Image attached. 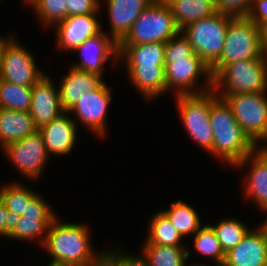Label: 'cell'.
<instances>
[{
  "instance_id": "obj_46",
  "label": "cell",
  "mask_w": 267,
  "mask_h": 266,
  "mask_svg": "<svg viewBox=\"0 0 267 266\" xmlns=\"http://www.w3.org/2000/svg\"><path fill=\"white\" fill-rule=\"evenodd\" d=\"M265 260H266V266H267V236H266V243H265Z\"/></svg>"
},
{
  "instance_id": "obj_44",
  "label": "cell",
  "mask_w": 267,
  "mask_h": 266,
  "mask_svg": "<svg viewBox=\"0 0 267 266\" xmlns=\"http://www.w3.org/2000/svg\"><path fill=\"white\" fill-rule=\"evenodd\" d=\"M189 266H207V264H205L203 261L202 263L200 261H198L197 263L196 262H193L192 264L190 263ZM210 266V265H208Z\"/></svg>"
},
{
  "instance_id": "obj_17",
  "label": "cell",
  "mask_w": 267,
  "mask_h": 266,
  "mask_svg": "<svg viewBox=\"0 0 267 266\" xmlns=\"http://www.w3.org/2000/svg\"><path fill=\"white\" fill-rule=\"evenodd\" d=\"M38 131L43 137L48 155L52 158L68 156L76 146L78 126L68 112L62 113Z\"/></svg>"
},
{
  "instance_id": "obj_21",
  "label": "cell",
  "mask_w": 267,
  "mask_h": 266,
  "mask_svg": "<svg viewBox=\"0 0 267 266\" xmlns=\"http://www.w3.org/2000/svg\"><path fill=\"white\" fill-rule=\"evenodd\" d=\"M165 47L162 42L118 45V63L122 60L125 68H165Z\"/></svg>"
},
{
  "instance_id": "obj_22",
  "label": "cell",
  "mask_w": 267,
  "mask_h": 266,
  "mask_svg": "<svg viewBox=\"0 0 267 266\" xmlns=\"http://www.w3.org/2000/svg\"><path fill=\"white\" fill-rule=\"evenodd\" d=\"M38 131L29 112L0 108V149Z\"/></svg>"
},
{
  "instance_id": "obj_9",
  "label": "cell",
  "mask_w": 267,
  "mask_h": 266,
  "mask_svg": "<svg viewBox=\"0 0 267 266\" xmlns=\"http://www.w3.org/2000/svg\"><path fill=\"white\" fill-rule=\"evenodd\" d=\"M218 96L226 100L243 132L259 147L267 138V92Z\"/></svg>"
},
{
  "instance_id": "obj_37",
  "label": "cell",
  "mask_w": 267,
  "mask_h": 266,
  "mask_svg": "<svg viewBox=\"0 0 267 266\" xmlns=\"http://www.w3.org/2000/svg\"><path fill=\"white\" fill-rule=\"evenodd\" d=\"M20 215L13 211H8L5 204L0 199V238H8L17 226Z\"/></svg>"
},
{
  "instance_id": "obj_41",
  "label": "cell",
  "mask_w": 267,
  "mask_h": 266,
  "mask_svg": "<svg viewBox=\"0 0 267 266\" xmlns=\"http://www.w3.org/2000/svg\"><path fill=\"white\" fill-rule=\"evenodd\" d=\"M14 35L12 34V32H10L8 35H6V37L3 35H0V63H1V59H2V53H3V49L4 46L7 44V42L13 37Z\"/></svg>"
},
{
  "instance_id": "obj_28",
  "label": "cell",
  "mask_w": 267,
  "mask_h": 266,
  "mask_svg": "<svg viewBox=\"0 0 267 266\" xmlns=\"http://www.w3.org/2000/svg\"><path fill=\"white\" fill-rule=\"evenodd\" d=\"M152 215V219L149 221L147 227L146 244L185 247L186 243L184 244V238L160 209Z\"/></svg>"
},
{
  "instance_id": "obj_20",
  "label": "cell",
  "mask_w": 267,
  "mask_h": 266,
  "mask_svg": "<svg viewBox=\"0 0 267 266\" xmlns=\"http://www.w3.org/2000/svg\"><path fill=\"white\" fill-rule=\"evenodd\" d=\"M104 82V78L98 74L85 72L69 66L68 73L61 76L58 87L61 106L64 112H68L75 106L78 100L97 89Z\"/></svg>"
},
{
  "instance_id": "obj_14",
  "label": "cell",
  "mask_w": 267,
  "mask_h": 266,
  "mask_svg": "<svg viewBox=\"0 0 267 266\" xmlns=\"http://www.w3.org/2000/svg\"><path fill=\"white\" fill-rule=\"evenodd\" d=\"M77 52L81 60L71 64L78 70L95 73L104 78L106 72V63L112 60V63H118V44L102 31L94 37L88 38L82 45L72 51ZM105 71V72H104Z\"/></svg>"
},
{
  "instance_id": "obj_2",
  "label": "cell",
  "mask_w": 267,
  "mask_h": 266,
  "mask_svg": "<svg viewBox=\"0 0 267 266\" xmlns=\"http://www.w3.org/2000/svg\"><path fill=\"white\" fill-rule=\"evenodd\" d=\"M91 236L88 224L61 222L57 215L41 247L51 257L48 266H85L95 260L104 249H95Z\"/></svg>"
},
{
  "instance_id": "obj_13",
  "label": "cell",
  "mask_w": 267,
  "mask_h": 266,
  "mask_svg": "<svg viewBox=\"0 0 267 266\" xmlns=\"http://www.w3.org/2000/svg\"><path fill=\"white\" fill-rule=\"evenodd\" d=\"M249 171L242 177V193L246 200L251 199L259 212L267 213V154L257 147L234 168Z\"/></svg>"
},
{
  "instance_id": "obj_31",
  "label": "cell",
  "mask_w": 267,
  "mask_h": 266,
  "mask_svg": "<svg viewBox=\"0 0 267 266\" xmlns=\"http://www.w3.org/2000/svg\"><path fill=\"white\" fill-rule=\"evenodd\" d=\"M216 224H210L214 230L217 239L220 242L221 249L226 254L230 249L234 248L243 239L250 230L244 221L237 217L223 218Z\"/></svg>"
},
{
  "instance_id": "obj_24",
  "label": "cell",
  "mask_w": 267,
  "mask_h": 266,
  "mask_svg": "<svg viewBox=\"0 0 267 266\" xmlns=\"http://www.w3.org/2000/svg\"><path fill=\"white\" fill-rule=\"evenodd\" d=\"M164 2L169 6L180 31L218 12L215 0H164Z\"/></svg>"
},
{
  "instance_id": "obj_27",
  "label": "cell",
  "mask_w": 267,
  "mask_h": 266,
  "mask_svg": "<svg viewBox=\"0 0 267 266\" xmlns=\"http://www.w3.org/2000/svg\"><path fill=\"white\" fill-rule=\"evenodd\" d=\"M142 246L140 253L147 260L149 266H189L187 260L191 258L192 252L188 247L185 249L184 247L146 244L145 242Z\"/></svg>"
},
{
  "instance_id": "obj_6",
  "label": "cell",
  "mask_w": 267,
  "mask_h": 266,
  "mask_svg": "<svg viewBox=\"0 0 267 266\" xmlns=\"http://www.w3.org/2000/svg\"><path fill=\"white\" fill-rule=\"evenodd\" d=\"M217 97L213 90L203 94L175 95L177 112L185 132L207 154L213 145L210 106Z\"/></svg>"
},
{
  "instance_id": "obj_33",
  "label": "cell",
  "mask_w": 267,
  "mask_h": 266,
  "mask_svg": "<svg viewBox=\"0 0 267 266\" xmlns=\"http://www.w3.org/2000/svg\"><path fill=\"white\" fill-rule=\"evenodd\" d=\"M30 7L45 28H53L67 18V0H35Z\"/></svg>"
},
{
  "instance_id": "obj_34",
  "label": "cell",
  "mask_w": 267,
  "mask_h": 266,
  "mask_svg": "<svg viewBox=\"0 0 267 266\" xmlns=\"http://www.w3.org/2000/svg\"><path fill=\"white\" fill-rule=\"evenodd\" d=\"M217 11L233 17H246L252 0H215Z\"/></svg>"
},
{
  "instance_id": "obj_8",
  "label": "cell",
  "mask_w": 267,
  "mask_h": 266,
  "mask_svg": "<svg viewBox=\"0 0 267 266\" xmlns=\"http://www.w3.org/2000/svg\"><path fill=\"white\" fill-rule=\"evenodd\" d=\"M231 15L217 12L181 30L196 55L211 67L220 57Z\"/></svg>"
},
{
  "instance_id": "obj_38",
  "label": "cell",
  "mask_w": 267,
  "mask_h": 266,
  "mask_svg": "<svg viewBox=\"0 0 267 266\" xmlns=\"http://www.w3.org/2000/svg\"><path fill=\"white\" fill-rule=\"evenodd\" d=\"M118 246L115 247V266H149L141 253L125 252L122 246L120 247L119 244Z\"/></svg>"
},
{
  "instance_id": "obj_10",
  "label": "cell",
  "mask_w": 267,
  "mask_h": 266,
  "mask_svg": "<svg viewBox=\"0 0 267 266\" xmlns=\"http://www.w3.org/2000/svg\"><path fill=\"white\" fill-rule=\"evenodd\" d=\"M107 84L103 82L97 89L84 93V96L68 111L70 115L72 114L71 117H74L73 120L77 126L83 125L98 139L105 138L109 128L108 107H110L113 87Z\"/></svg>"
},
{
  "instance_id": "obj_7",
  "label": "cell",
  "mask_w": 267,
  "mask_h": 266,
  "mask_svg": "<svg viewBox=\"0 0 267 266\" xmlns=\"http://www.w3.org/2000/svg\"><path fill=\"white\" fill-rule=\"evenodd\" d=\"M179 32L169 6L164 0H154L137 18L118 45L166 43Z\"/></svg>"
},
{
  "instance_id": "obj_16",
  "label": "cell",
  "mask_w": 267,
  "mask_h": 266,
  "mask_svg": "<svg viewBox=\"0 0 267 266\" xmlns=\"http://www.w3.org/2000/svg\"><path fill=\"white\" fill-rule=\"evenodd\" d=\"M29 113L38 129L64 113L58 84L51 76L45 74L32 86Z\"/></svg>"
},
{
  "instance_id": "obj_35",
  "label": "cell",
  "mask_w": 267,
  "mask_h": 266,
  "mask_svg": "<svg viewBox=\"0 0 267 266\" xmlns=\"http://www.w3.org/2000/svg\"><path fill=\"white\" fill-rule=\"evenodd\" d=\"M102 5H104L102 0H67V17L100 14Z\"/></svg>"
},
{
  "instance_id": "obj_4",
  "label": "cell",
  "mask_w": 267,
  "mask_h": 266,
  "mask_svg": "<svg viewBox=\"0 0 267 266\" xmlns=\"http://www.w3.org/2000/svg\"><path fill=\"white\" fill-rule=\"evenodd\" d=\"M264 55L262 28L247 17H233L229 21L223 51L210 67L211 75L214 77L225 65L260 59Z\"/></svg>"
},
{
  "instance_id": "obj_42",
  "label": "cell",
  "mask_w": 267,
  "mask_h": 266,
  "mask_svg": "<svg viewBox=\"0 0 267 266\" xmlns=\"http://www.w3.org/2000/svg\"><path fill=\"white\" fill-rule=\"evenodd\" d=\"M263 51L267 57V25L262 28Z\"/></svg>"
},
{
  "instance_id": "obj_32",
  "label": "cell",
  "mask_w": 267,
  "mask_h": 266,
  "mask_svg": "<svg viewBox=\"0 0 267 266\" xmlns=\"http://www.w3.org/2000/svg\"><path fill=\"white\" fill-rule=\"evenodd\" d=\"M37 192L17 181H9V183L5 182L4 185H0V199L8 211H13L20 216L24 213L26 204Z\"/></svg>"
},
{
  "instance_id": "obj_45",
  "label": "cell",
  "mask_w": 267,
  "mask_h": 266,
  "mask_svg": "<svg viewBox=\"0 0 267 266\" xmlns=\"http://www.w3.org/2000/svg\"><path fill=\"white\" fill-rule=\"evenodd\" d=\"M35 0H23L21 2H24L25 5L27 4L28 6L31 5Z\"/></svg>"
},
{
  "instance_id": "obj_43",
  "label": "cell",
  "mask_w": 267,
  "mask_h": 266,
  "mask_svg": "<svg viewBox=\"0 0 267 266\" xmlns=\"http://www.w3.org/2000/svg\"><path fill=\"white\" fill-rule=\"evenodd\" d=\"M264 144V145H263ZM259 148L267 154V138L264 140L261 146Z\"/></svg>"
},
{
  "instance_id": "obj_5",
  "label": "cell",
  "mask_w": 267,
  "mask_h": 266,
  "mask_svg": "<svg viewBox=\"0 0 267 266\" xmlns=\"http://www.w3.org/2000/svg\"><path fill=\"white\" fill-rule=\"evenodd\" d=\"M217 95L267 92V57L225 65L213 77Z\"/></svg>"
},
{
  "instance_id": "obj_30",
  "label": "cell",
  "mask_w": 267,
  "mask_h": 266,
  "mask_svg": "<svg viewBox=\"0 0 267 266\" xmlns=\"http://www.w3.org/2000/svg\"><path fill=\"white\" fill-rule=\"evenodd\" d=\"M32 87L20 86L0 79V108L29 112Z\"/></svg>"
},
{
  "instance_id": "obj_40",
  "label": "cell",
  "mask_w": 267,
  "mask_h": 266,
  "mask_svg": "<svg viewBox=\"0 0 267 266\" xmlns=\"http://www.w3.org/2000/svg\"><path fill=\"white\" fill-rule=\"evenodd\" d=\"M85 266H115V247L104 249L95 260Z\"/></svg>"
},
{
  "instance_id": "obj_23",
  "label": "cell",
  "mask_w": 267,
  "mask_h": 266,
  "mask_svg": "<svg viewBox=\"0 0 267 266\" xmlns=\"http://www.w3.org/2000/svg\"><path fill=\"white\" fill-rule=\"evenodd\" d=\"M129 83L144 100H155L168 94L166 90L165 68H125Z\"/></svg>"
},
{
  "instance_id": "obj_1",
  "label": "cell",
  "mask_w": 267,
  "mask_h": 266,
  "mask_svg": "<svg viewBox=\"0 0 267 266\" xmlns=\"http://www.w3.org/2000/svg\"><path fill=\"white\" fill-rule=\"evenodd\" d=\"M200 77H205V85L199 81ZM165 80L167 92L174 96L203 94L213 90L210 67L194 53L181 31L166 42Z\"/></svg>"
},
{
  "instance_id": "obj_47",
  "label": "cell",
  "mask_w": 267,
  "mask_h": 266,
  "mask_svg": "<svg viewBox=\"0 0 267 266\" xmlns=\"http://www.w3.org/2000/svg\"><path fill=\"white\" fill-rule=\"evenodd\" d=\"M266 216H267V214H265ZM262 224L266 227V229H267V219L264 221V222H262Z\"/></svg>"
},
{
  "instance_id": "obj_3",
  "label": "cell",
  "mask_w": 267,
  "mask_h": 266,
  "mask_svg": "<svg viewBox=\"0 0 267 266\" xmlns=\"http://www.w3.org/2000/svg\"><path fill=\"white\" fill-rule=\"evenodd\" d=\"M209 120L213 131V145L208 154L218 158V161L235 167L257 148L243 132L225 99L218 96L211 103Z\"/></svg>"
},
{
  "instance_id": "obj_29",
  "label": "cell",
  "mask_w": 267,
  "mask_h": 266,
  "mask_svg": "<svg viewBox=\"0 0 267 266\" xmlns=\"http://www.w3.org/2000/svg\"><path fill=\"white\" fill-rule=\"evenodd\" d=\"M193 248L196 254L202 255L208 261L213 260L212 263L218 266H222L225 260V253L221 249V245L217 236L208 224H203V226L198 230V232L193 236Z\"/></svg>"
},
{
  "instance_id": "obj_12",
  "label": "cell",
  "mask_w": 267,
  "mask_h": 266,
  "mask_svg": "<svg viewBox=\"0 0 267 266\" xmlns=\"http://www.w3.org/2000/svg\"><path fill=\"white\" fill-rule=\"evenodd\" d=\"M4 46L0 63V79L20 86L32 87L46 73L38 68L33 54L15 39Z\"/></svg>"
},
{
  "instance_id": "obj_36",
  "label": "cell",
  "mask_w": 267,
  "mask_h": 266,
  "mask_svg": "<svg viewBox=\"0 0 267 266\" xmlns=\"http://www.w3.org/2000/svg\"><path fill=\"white\" fill-rule=\"evenodd\" d=\"M40 192H37L26 204V209L21 216L27 215H58L56 211L51 207V204L42 197Z\"/></svg>"
},
{
  "instance_id": "obj_11",
  "label": "cell",
  "mask_w": 267,
  "mask_h": 266,
  "mask_svg": "<svg viewBox=\"0 0 267 266\" xmlns=\"http://www.w3.org/2000/svg\"><path fill=\"white\" fill-rule=\"evenodd\" d=\"M14 168L28 181L36 182L44 175L50 160L43 137L39 131L21 140L8 144L1 150Z\"/></svg>"
},
{
  "instance_id": "obj_18",
  "label": "cell",
  "mask_w": 267,
  "mask_h": 266,
  "mask_svg": "<svg viewBox=\"0 0 267 266\" xmlns=\"http://www.w3.org/2000/svg\"><path fill=\"white\" fill-rule=\"evenodd\" d=\"M266 236L267 229L263 224L251 228L239 244L225 254L222 266H266Z\"/></svg>"
},
{
  "instance_id": "obj_19",
  "label": "cell",
  "mask_w": 267,
  "mask_h": 266,
  "mask_svg": "<svg viewBox=\"0 0 267 266\" xmlns=\"http://www.w3.org/2000/svg\"><path fill=\"white\" fill-rule=\"evenodd\" d=\"M154 0H105L110 30H105L117 44L125 37L141 13Z\"/></svg>"
},
{
  "instance_id": "obj_26",
  "label": "cell",
  "mask_w": 267,
  "mask_h": 266,
  "mask_svg": "<svg viewBox=\"0 0 267 266\" xmlns=\"http://www.w3.org/2000/svg\"><path fill=\"white\" fill-rule=\"evenodd\" d=\"M57 215H27L21 216L17 226L11 232L9 239L15 241L34 242L42 247L51 222Z\"/></svg>"
},
{
  "instance_id": "obj_15",
  "label": "cell",
  "mask_w": 267,
  "mask_h": 266,
  "mask_svg": "<svg viewBox=\"0 0 267 266\" xmlns=\"http://www.w3.org/2000/svg\"><path fill=\"white\" fill-rule=\"evenodd\" d=\"M99 17V14L69 16L56 24L53 27L56 32V48L59 51H69L70 53L82 45L88 38L99 34L102 31Z\"/></svg>"
},
{
  "instance_id": "obj_25",
  "label": "cell",
  "mask_w": 267,
  "mask_h": 266,
  "mask_svg": "<svg viewBox=\"0 0 267 266\" xmlns=\"http://www.w3.org/2000/svg\"><path fill=\"white\" fill-rule=\"evenodd\" d=\"M169 207L160 210L167 216L183 238L193 237L202 227L203 223L201 216L198 214L199 212L186 201L178 199L175 202H170Z\"/></svg>"
},
{
  "instance_id": "obj_39",
  "label": "cell",
  "mask_w": 267,
  "mask_h": 266,
  "mask_svg": "<svg viewBox=\"0 0 267 266\" xmlns=\"http://www.w3.org/2000/svg\"><path fill=\"white\" fill-rule=\"evenodd\" d=\"M246 17L260 28L267 25V0H252Z\"/></svg>"
}]
</instances>
